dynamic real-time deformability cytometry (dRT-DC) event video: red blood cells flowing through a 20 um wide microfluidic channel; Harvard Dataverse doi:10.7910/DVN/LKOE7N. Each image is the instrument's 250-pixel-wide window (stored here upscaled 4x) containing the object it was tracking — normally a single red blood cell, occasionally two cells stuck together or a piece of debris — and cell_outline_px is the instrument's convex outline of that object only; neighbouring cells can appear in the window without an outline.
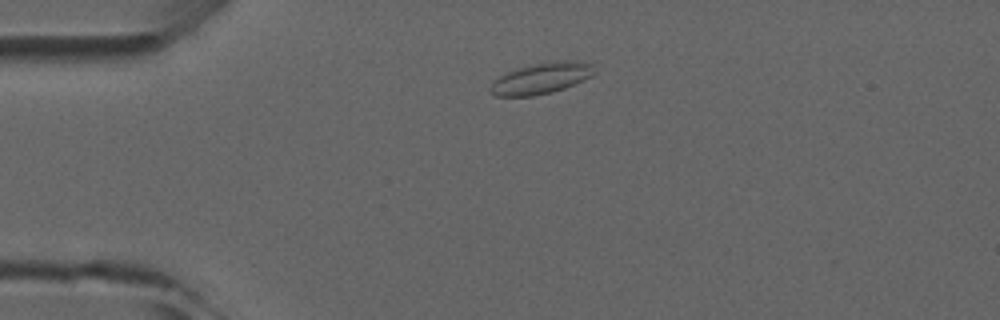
{"species": "common noctule bat (a hibernating species)", "species_latin": "Nyctalus noctula", "temperature_condition": "room temperature", "stored_images_in_passage": 3, "camera_frame_rate_fps": 3000, "um_per_image_px": 0.085, "animal": {"sex": "male", "forearm_length_mm": 52.5}, "frame": {"image": 1, "passage_image": 2, "time_ms": 1.333, "image_size_px": [1000, 320], "cell_outline_px": [[596, 72], [592, 76], [584, 80], [564, 88], [552, 92], [532, 96], [496, 96], [488, 92], [488, 88], [492, 80], [516, 68], [552, 60], [576, 60], [592, 64]], "centroid_in_image_um": [45.99, 6.65], "position_along_channel_um": 39.0, "area_um2": 19.13}}